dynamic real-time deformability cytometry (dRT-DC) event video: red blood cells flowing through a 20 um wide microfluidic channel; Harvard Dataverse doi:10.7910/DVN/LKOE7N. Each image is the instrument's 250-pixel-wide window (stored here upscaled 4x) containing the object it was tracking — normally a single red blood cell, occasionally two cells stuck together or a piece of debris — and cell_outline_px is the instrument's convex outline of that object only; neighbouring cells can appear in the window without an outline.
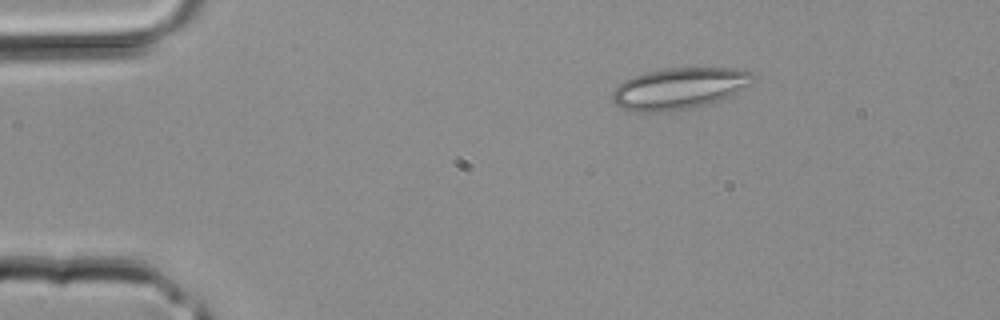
{"species": "common noctule bat (a hibernating species)", "species_latin": "Nyctalus noctula", "temperature_condition": "room temperature", "stored_images_in_passage": 2, "camera_frame_rate_fps": 3000, "um_per_image_px": 0.085, "animal": {"sex": "male", "body_mass_g": 20.4}, "frame": {"image": 1, "passage_image": 2, "time_ms": 0.333, "image_size_px": [1000, 320], "cell_outline_px": [[756, 80], [752, 84], [732, 96], [712, 104], [672, 112], [632, 112], [620, 108], [612, 100], [612, 92], [624, 80], [632, 76], [648, 72], [668, 68], [744, 68], [752, 72]], "centroid_in_image_um": [57.8, 7.54], "position_along_channel_um": 27.2, "area_um2": 34.74}}